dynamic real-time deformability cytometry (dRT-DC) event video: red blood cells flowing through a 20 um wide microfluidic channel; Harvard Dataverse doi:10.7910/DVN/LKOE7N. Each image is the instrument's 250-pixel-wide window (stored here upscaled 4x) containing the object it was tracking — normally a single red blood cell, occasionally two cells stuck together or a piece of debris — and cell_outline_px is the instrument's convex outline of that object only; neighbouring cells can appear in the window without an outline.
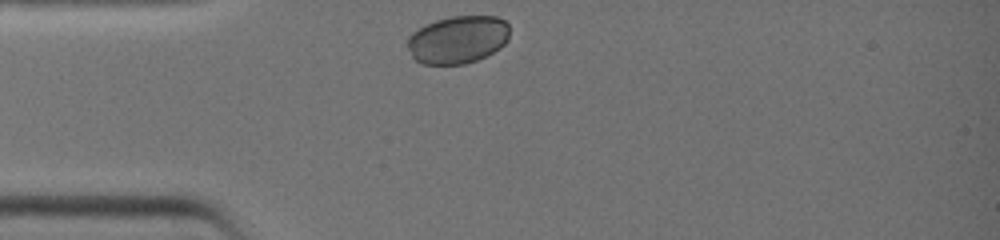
{"species": "common noctule bat (a hibernating species)", "species_latin": "Nyctalus noctula", "temperature_condition": "warm", "stored_images_in_passage": 24, "camera_frame_rate_fps": 3000, "um_per_image_px": 0.085, "animal": {"sex": "female", "body_mass_g": 19.0, "forearm_length_mm": 51.5}, "frame": {"image": 1, "passage_image": 1, "time_ms": 0.0, "image_size_px": [1000, 240], "cell_outline_px": [[508, 40], [500, 48], [476, 60], [464, 64], [420, 64], [412, 56], [408, 48], [408, 36], [412, 32], [436, 20], [452, 16], [496, 16], [504, 20], [508, 24]], "centroid_in_image_um": [38.91, 3.36], "position_along_channel_um": 46.1, "area_um2": 28.26}}
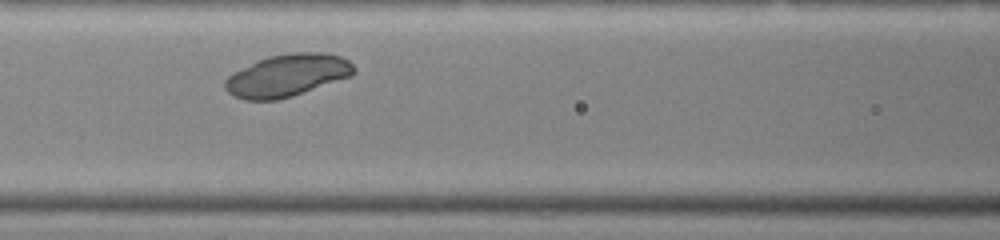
{"frame": {"image": 2, "passage_image": 8, "time_ms": 2.333, "image_size_px": [1000, 240], "cell_outline_px": [[356, 72], [352, 76], [292, 96], [276, 100], [244, 100], [228, 92], [224, 88], [224, 80], [232, 72], [268, 56], [292, 52], [324, 52], [340, 56], [348, 60], [356, 68]], "centroid_in_image_um": [24.43, 6.4], "position_along_channel_um": 142.2, "area_um2": 31.85}}
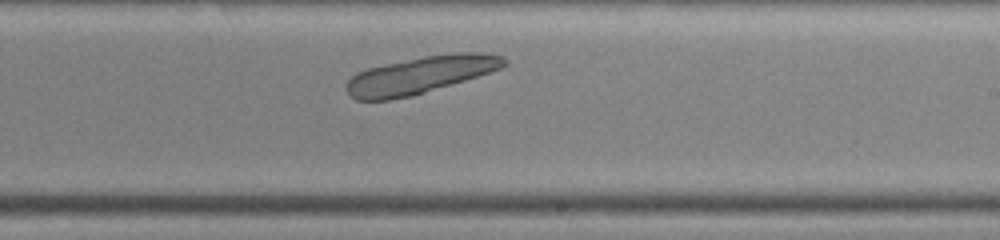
{"frame": {"image": 3, "passage_image": 15, "time_ms": 4.667, "image_size_px": [1000, 240], "cell_outline_px": [[508, 64], [500, 68], [464, 80], [412, 96], [388, 100], [356, 100], [348, 92], [348, 80], [356, 72], [368, 68], [424, 56], [456, 52], [488, 52], [504, 56], [508, 60]], "centroid_in_image_um": [35.77, 6.35], "position_along_channel_um": 253.2, "area_um2": 33.81}}